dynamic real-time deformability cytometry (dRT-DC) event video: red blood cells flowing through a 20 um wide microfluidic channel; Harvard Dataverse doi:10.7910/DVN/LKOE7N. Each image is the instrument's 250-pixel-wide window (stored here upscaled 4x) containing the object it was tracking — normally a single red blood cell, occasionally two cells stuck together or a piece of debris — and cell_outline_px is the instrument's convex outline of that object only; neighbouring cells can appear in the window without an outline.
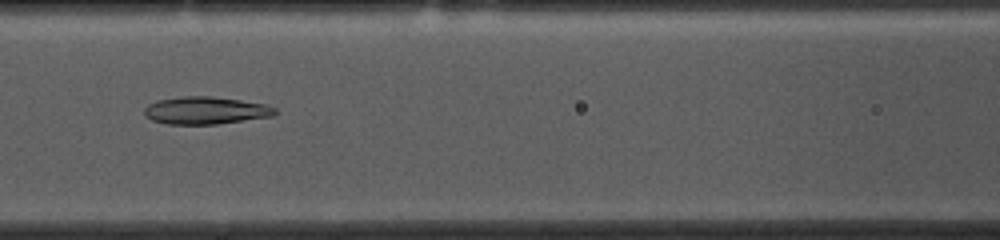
{"species": "common noctule bat (a hibernating species)", "species_latin": "Nyctalus noctula", "temperature_condition": "cold", "stored_images_in_passage": 52, "camera_frame_rate_fps": 3000, "um_per_image_px": 0.085, "animal": {"sex": "female", "body_mass_g": 10.0, "forearm_length_mm": 53.1}, "frame": {"image": 1, "passage_image": 21, "time_ms": 6.667, "image_size_px": [1000, 240], "cell_outline_px": [[276, 112], [272, 116], [216, 124], [168, 124], [152, 120], [144, 116], [144, 108], [148, 104], [156, 100], [180, 96], [212, 96], [240, 100], [264, 104], [276, 108]], "centroid_in_image_um": [17.42, 9.38], "position_along_channel_um": 149.2, "area_um2": 20.92}}
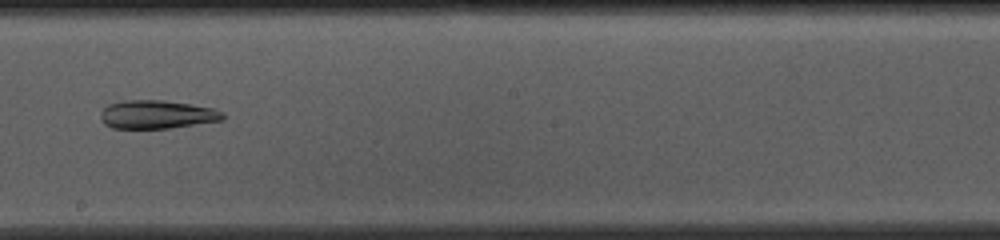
{"frame": {"image": 2, "passage_image": 28, "time_ms": 9.0, "image_size_px": [1000, 240], "cell_outline_px": [[224, 120], [172, 128], [112, 128], [104, 124], [100, 120], [100, 112], [108, 104], [124, 100], [164, 100], [212, 108], [224, 112]], "centroid_in_image_um": [13.32, 9.73], "position_along_channel_um": 234.9, "area_um2": 20.35}}
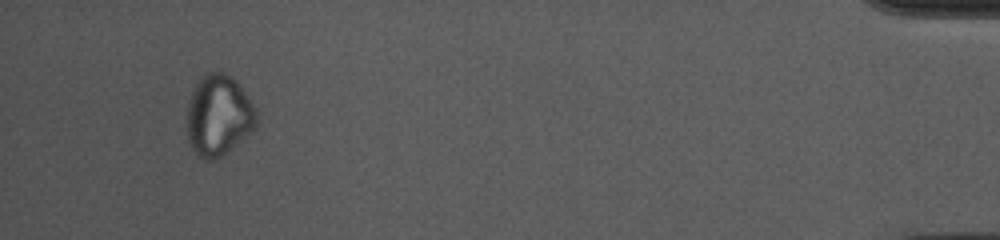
{"frame": {"image": 3, "passage_image": 49, "time_ms": 16.0, "image_size_px": [1000, 240], "cell_outline_px": [[260, 116], [256, 128], [252, 132], [220, 156], [212, 160], [204, 160], [192, 148], [188, 140], [184, 120], [188, 104], [192, 92], [196, 84], [208, 72], [224, 72], [236, 80], [256, 108]], "centroid_in_image_um": [18.58, 9.82], "position_along_channel_um": 416.6, "area_um2": 33.12}, "authors_computed_cell_mechanics": {"area_um2": 25.5187, "velocity_mm_per_s": 3.6938, "shape_relaxation_time_tau1_ms": null, "shape_relaxation_time_tau2_ms": 4.32, "deformation_change_tau1": null, "deformation_change_tau2": 0.1102}}